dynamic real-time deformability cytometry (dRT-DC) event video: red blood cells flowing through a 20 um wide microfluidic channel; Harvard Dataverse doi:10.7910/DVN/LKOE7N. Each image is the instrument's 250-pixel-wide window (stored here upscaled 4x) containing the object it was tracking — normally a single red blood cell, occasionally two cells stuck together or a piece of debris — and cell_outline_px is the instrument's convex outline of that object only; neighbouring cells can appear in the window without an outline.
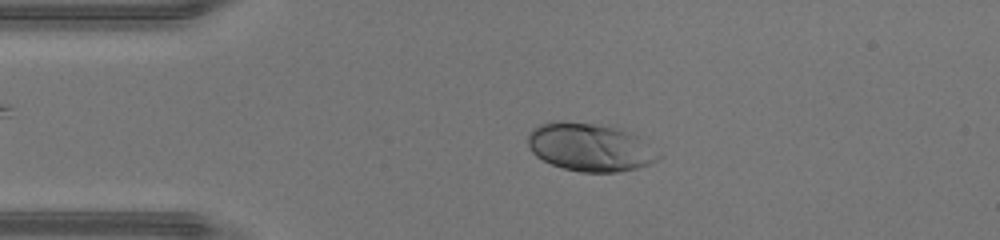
{"species": "human", "species_latin": "Homo sapiens", "temperature_condition": "warm", "stored_images_in_passage": 45, "camera_frame_rate_fps": 3000, "um_per_image_px": 0.085, "donor": {"sex": "male"}, "frame": {"image": 1, "passage_image": 9, "time_ms": 2.667, "image_size_px": [1000, 240], "cell_outline_px": [[664, 156], [648, 164], [636, 168], [616, 172], [580, 172], [564, 168], [552, 164], [536, 156], [532, 152], [528, 144], [528, 132], [532, 128], [548, 120], [556, 120], [616, 124], [624, 128], [660, 152]], "centroid_in_image_um": [50.15, 12.46], "position_along_channel_um": 34.9, "area_um2": 37.4}}
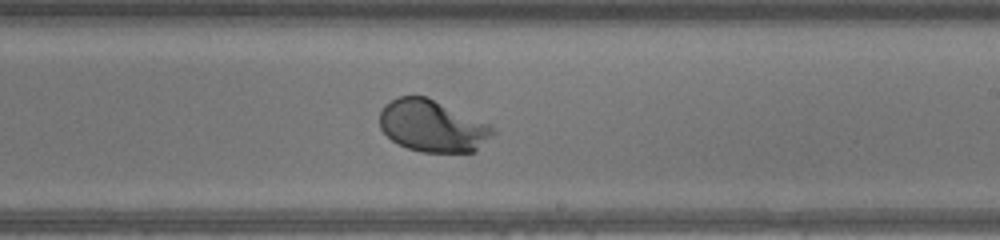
{"frame": {"image": 2, "passage_image": 26, "time_ms": 8.333, "image_size_px": [1000, 240], "cell_outline_px": [[496, 132], [476, 152], [420, 152], [408, 148], [392, 140], [380, 128], [380, 112], [384, 104], [400, 96], [424, 96], [492, 124]], "centroid_in_image_um": [36.79, 10.72], "position_along_channel_um": 252.2, "area_um2": 34.22}}
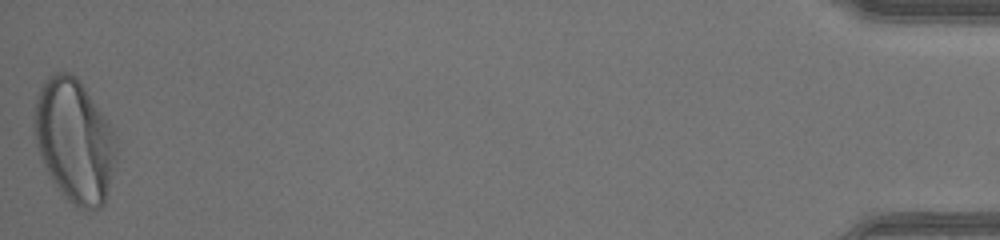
{"frame": {"image": 3, "passage_image": 45, "time_ms": 14.667, "image_size_px": [1000, 240], "cell_outline_px": [[116, 160], [104, 204], [100, 208], [76, 208], [60, 192], [40, 160], [36, 144], [32, 124], [32, 116], [36, 96], [44, 80], [48, 76], [56, 72], [72, 72], [80, 80], [108, 120], [116, 136]], "centroid_in_image_um": [6.3, 11.92], "position_along_channel_um": 428.9, "area_um2": 59.59}, "authors_computed_cell_mechanics": {"area_um2": 34.7956, "velocity_mm_per_s": 4.4805, "shape_relaxation_time_tau1_ms": 1.9922, "shape_relaxation_time_tau2_ms": null, "deformation_change_tau1": 0.1664, "deformation_change_tau2": null}}